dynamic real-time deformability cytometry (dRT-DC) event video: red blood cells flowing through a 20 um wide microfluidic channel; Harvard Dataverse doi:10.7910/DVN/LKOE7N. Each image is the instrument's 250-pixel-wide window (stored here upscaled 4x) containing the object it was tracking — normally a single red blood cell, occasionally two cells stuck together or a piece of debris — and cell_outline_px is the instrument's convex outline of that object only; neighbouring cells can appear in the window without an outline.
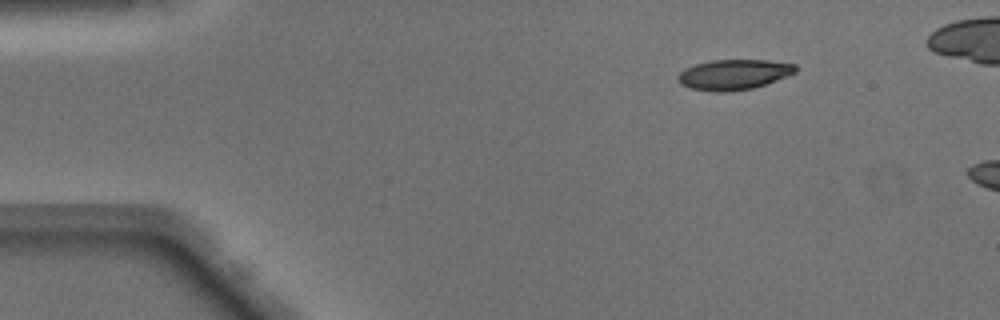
{"species": "Egyptian fruit bat (a non-hibernating species)", "species_latin": "Rousettus aegyptiacus", "temperature_condition": "warm", "stored_images_in_passage": 5, "camera_frame_rate_fps": 3000, "um_per_image_px": 0.085, "animal": {"sex": "male"}, "frame": {"image": 1, "passage_image": 1, "time_ms": 0.0, "image_size_px": [1000, 320], "cell_outline_px": [[796, 72], [776, 80], [752, 88], [728, 92], [716, 92], [688, 88], [680, 84], [676, 80], [676, 76], [680, 72], [696, 64], [712, 60], [768, 60], [796, 64]], "centroid_in_image_um": [62.34, 6.34], "position_along_channel_um": 22.7, "area_um2": 20.69}}